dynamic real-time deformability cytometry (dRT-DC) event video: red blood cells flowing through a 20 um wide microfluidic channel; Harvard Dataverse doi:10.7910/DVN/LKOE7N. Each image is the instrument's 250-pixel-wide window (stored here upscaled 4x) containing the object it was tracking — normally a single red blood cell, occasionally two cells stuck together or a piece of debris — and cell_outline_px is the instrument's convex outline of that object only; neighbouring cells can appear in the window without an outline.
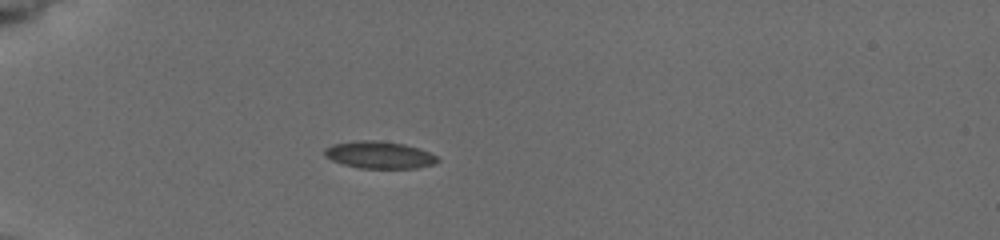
{"species": "common noctule bat (a hibernating species)", "species_latin": "Nyctalus noctula", "temperature_condition": "cold", "stored_images_in_passage": 26, "camera_frame_rate_fps": 3000, "um_per_image_px": 0.085, "animal": {"sex": "female", "body_mass_g": 19.5, "forearm_length_mm": 54.1}, "frame": {"image": 1, "passage_image": 16, "time_ms": 5.667, "image_size_px": [1000, 240], "cell_outline_px": [[440, 160], [432, 164], [416, 168], [360, 168], [344, 164], [332, 160], [324, 156], [324, 148], [332, 144], [360, 140], [380, 140], [404, 144], [428, 152], [436, 156]], "centroid_in_image_um": [32.2, 13.16], "position_along_channel_um": 52.8, "area_um2": 17.74}}
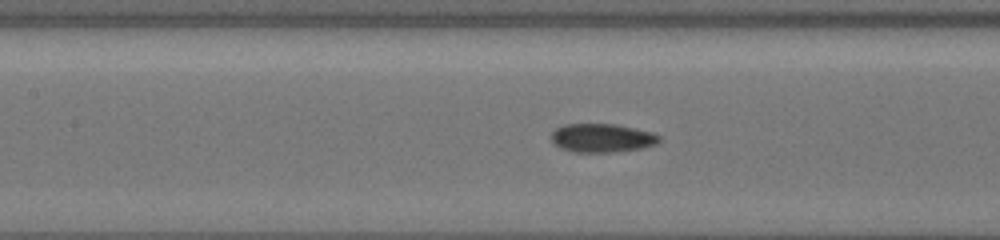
{"frame": {"image": 2, "passage_image": 22, "time_ms": 9.0, "image_size_px": [1000, 240], "cell_outline_px": [[660, 140], [656, 144], [644, 148], [612, 152], [576, 152], [560, 148], [552, 140], [552, 132], [556, 128], [564, 124], [616, 124], [652, 132], [660, 136]], "centroid_in_image_um": [51.19, 11.72], "position_along_channel_um": 156.2, "area_um2": 17.98}}
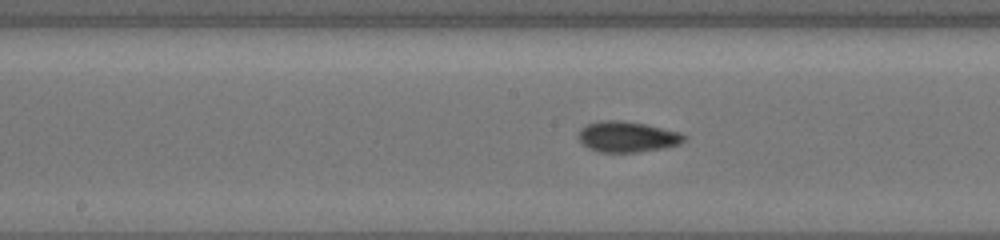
{"frame": {"image": 3, "passage_image": 25, "time_ms": 10.0, "image_size_px": [1000, 240], "cell_outline_px": [[684, 140], [680, 144], [664, 148], [640, 152], [600, 152], [588, 148], [576, 136], [580, 128], [588, 124], [600, 120], [620, 120], [644, 124], [680, 132], [684, 136]], "centroid_in_image_um": [53.28, 11.63], "position_along_channel_um": 194.9, "area_um2": 18.9}}